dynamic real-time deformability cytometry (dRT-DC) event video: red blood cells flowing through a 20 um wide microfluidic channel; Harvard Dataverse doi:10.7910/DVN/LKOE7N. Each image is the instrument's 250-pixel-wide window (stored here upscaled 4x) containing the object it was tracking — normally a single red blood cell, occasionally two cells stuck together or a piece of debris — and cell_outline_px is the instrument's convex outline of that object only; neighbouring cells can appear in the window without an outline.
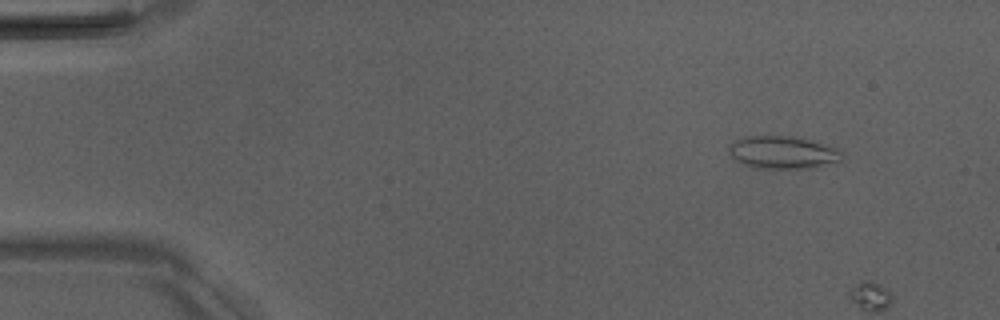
{"species": "Egyptian fruit bat (a non-hibernating species)", "species_latin": "Rousettus aegyptiacus", "temperature_condition": "room temperature", "stored_images_in_passage": 6, "camera_frame_rate_fps": 3000, "um_per_image_px": 0.085, "animal": {"sex": "male"}, "frame": {"image": 1, "passage_image": 1, "time_ms": 0.0, "image_size_px": [1000, 320], "cell_outline_px": [[844, 152], [840, 160], [816, 168], [756, 168], [744, 164], [736, 160], [728, 152], [728, 148], [732, 140], [748, 136], [788, 136], [808, 140], [840, 148]], "centroid_in_image_um": [66.54, 12.96], "position_along_channel_um": 18.5, "area_um2": 21.56}}